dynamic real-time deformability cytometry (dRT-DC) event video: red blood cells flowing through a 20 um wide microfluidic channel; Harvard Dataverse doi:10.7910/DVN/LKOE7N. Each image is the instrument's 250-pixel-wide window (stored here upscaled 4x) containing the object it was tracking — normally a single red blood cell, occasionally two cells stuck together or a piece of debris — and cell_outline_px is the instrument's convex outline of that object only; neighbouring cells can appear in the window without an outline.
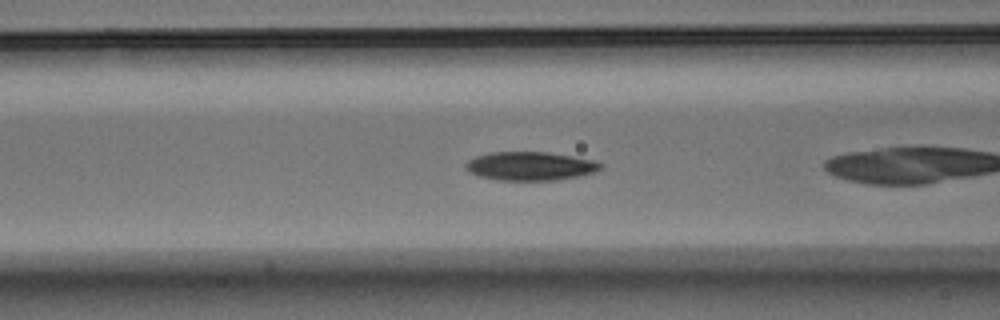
{"species": "Egyptian fruit bat (a non-hibernating species)", "species_latin": "Rousettus aegyptiacus", "temperature_condition": "warm", "stored_images_in_passage": 30, "camera_frame_rate_fps": 3000, "um_per_image_px": 0.085, "animal": {"sex": "male"}, "frame": {"image": 1, "passage_image": 5, "time_ms": 1.333, "image_size_px": [1000, 320], "cell_outline_px": [[604, 164], [600, 168], [592, 172], [576, 176], [556, 180], [496, 180], [480, 176], [468, 172], [464, 168], [464, 164], [468, 160], [476, 156], [492, 152], [548, 152], [572, 156], [592, 160]], "centroid_in_image_um": [45.0, 14.11], "position_along_channel_um": 121.6, "area_um2": 22.37}}
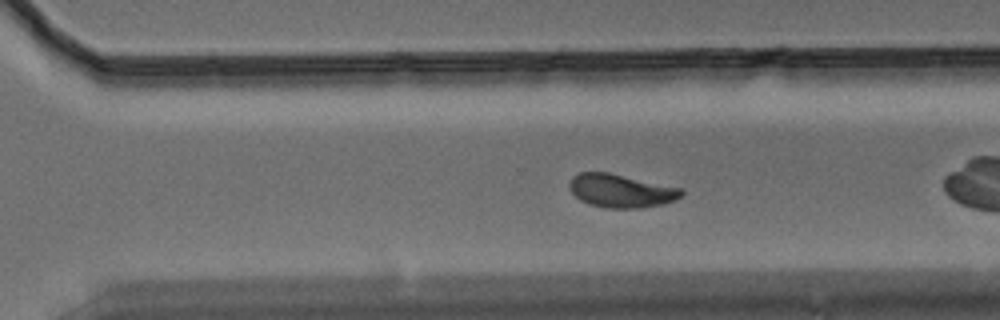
{"frame": {"image": 2, "passage_image": 22, "time_ms": 7.0, "image_size_px": [1000, 320], "cell_outline_px": [[684, 192], [676, 200], [664, 204], [640, 208], [608, 208], [588, 204], [580, 200], [568, 188], [568, 184], [572, 176], [580, 172], [608, 172], [684, 188]], "centroid_in_image_um": [52.79, 16.21], "position_along_channel_um": 317.8, "area_um2": 22.02}, "authors_computed_cell_mechanics": {"area_um2": 22.4842, "velocity_mm_per_s": 3.4647, "shape_relaxation_time_tau1_ms": 2.4394, "shape_relaxation_time_tau2_ms": 1.4653, "deformation_change_tau1": 0.0989, "deformation_change_tau2": 0.0551}}